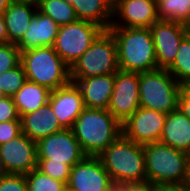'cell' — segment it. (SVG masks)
I'll use <instances>...</instances> for the list:
<instances>
[{"instance_id":"obj_26","label":"cell","mask_w":190,"mask_h":191,"mask_svg":"<svg viewBox=\"0 0 190 191\" xmlns=\"http://www.w3.org/2000/svg\"><path fill=\"white\" fill-rule=\"evenodd\" d=\"M167 71L182 85L190 84V34L180 42L177 56Z\"/></svg>"},{"instance_id":"obj_42","label":"cell","mask_w":190,"mask_h":191,"mask_svg":"<svg viewBox=\"0 0 190 191\" xmlns=\"http://www.w3.org/2000/svg\"><path fill=\"white\" fill-rule=\"evenodd\" d=\"M61 191H74V190L70 188L68 185H65Z\"/></svg>"},{"instance_id":"obj_4","label":"cell","mask_w":190,"mask_h":191,"mask_svg":"<svg viewBox=\"0 0 190 191\" xmlns=\"http://www.w3.org/2000/svg\"><path fill=\"white\" fill-rule=\"evenodd\" d=\"M147 184L181 185L189 154L161 142L143 145Z\"/></svg>"},{"instance_id":"obj_41","label":"cell","mask_w":190,"mask_h":191,"mask_svg":"<svg viewBox=\"0 0 190 191\" xmlns=\"http://www.w3.org/2000/svg\"><path fill=\"white\" fill-rule=\"evenodd\" d=\"M13 2L31 3L33 5H38L40 0H12Z\"/></svg>"},{"instance_id":"obj_37","label":"cell","mask_w":190,"mask_h":191,"mask_svg":"<svg viewBox=\"0 0 190 191\" xmlns=\"http://www.w3.org/2000/svg\"><path fill=\"white\" fill-rule=\"evenodd\" d=\"M9 43V37L6 30V23L3 15H0V44Z\"/></svg>"},{"instance_id":"obj_19","label":"cell","mask_w":190,"mask_h":191,"mask_svg":"<svg viewBox=\"0 0 190 191\" xmlns=\"http://www.w3.org/2000/svg\"><path fill=\"white\" fill-rule=\"evenodd\" d=\"M20 120L21 132L35 142L64 129L49 102L38 110L21 116Z\"/></svg>"},{"instance_id":"obj_38","label":"cell","mask_w":190,"mask_h":191,"mask_svg":"<svg viewBox=\"0 0 190 191\" xmlns=\"http://www.w3.org/2000/svg\"><path fill=\"white\" fill-rule=\"evenodd\" d=\"M183 185L190 188V154H189V157H188L187 163H186V174H185V178L183 181Z\"/></svg>"},{"instance_id":"obj_24","label":"cell","mask_w":190,"mask_h":191,"mask_svg":"<svg viewBox=\"0 0 190 191\" xmlns=\"http://www.w3.org/2000/svg\"><path fill=\"white\" fill-rule=\"evenodd\" d=\"M37 10L49 16L59 26L78 21L75 9L66 0H40Z\"/></svg>"},{"instance_id":"obj_5","label":"cell","mask_w":190,"mask_h":191,"mask_svg":"<svg viewBox=\"0 0 190 191\" xmlns=\"http://www.w3.org/2000/svg\"><path fill=\"white\" fill-rule=\"evenodd\" d=\"M28 81L50 89L68 85L70 67L61 59L53 47H40L21 52V62Z\"/></svg>"},{"instance_id":"obj_35","label":"cell","mask_w":190,"mask_h":191,"mask_svg":"<svg viewBox=\"0 0 190 191\" xmlns=\"http://www.w3.org/2000/svg\"><path fill=\"white\" fill-rule=\"evenodd\" d=\"M115 191H154V187L148 184L144 185H119Z\"/></svg>"},{"instance_id":"obj_13","label":"cell","mask_w":190,"mask_h":191,"mask_svg":"<svg viewBox=\"0 0 190 191\" xmlns=\"http://www.w3.org/2000/svg\"><path fill=\"white\" fill-rule=\"evenodd\" d=\"M167 114L139 107L123 124L122 133L137 144L160 141Z\"/></svg>"},{"instance_id":"obj_15","label":"cell","mask_w":190,"mask_h":191,"mask_svg":"<svg viewBox=\"0 0 190 191\" xmlns=\"http://www.w3.org/2000/svg\"><path fill=\"white\" fill-rule=\"evenodd\" d=\"M0 157L8 174L26 175L37 168L36 142L21 133L0 145Z\"/></svg>"},{"instance_id":"obj_34","label":"cell","mask_w":190,"mask_h":191,"mask_svg":"<svg viewBox=\"0 0 190 191\" xmlns=\"http://www.w3.org/2000/svg\"><path fill=\"white\" fill-rule=\"evenodd\" d=\"M178 108L190 120V84L181 85Z\"/></svg>"},{"instance_id":"obj_7","label":"cell","mask_w":190,"mask_h":191,"mask_svg":"<svg viewBox=\"0 0 190 191\" xmlns=\"http://www.w3.org/2000/svg\"><path fill=\"white\" fill-rule=\"evenodd\" d=\"M119 70L115 38L104 30L70 68V78L114 74Z\"/></svg>"},{"instance_id":"obj_11","label":"cell","mask_w":190,"mask_h":191,"mask_svg":"<svg viewBox=\"0 0 190 191\" xmlns=\"http://www.w3.org/2000/svg\"><path fill=\"white\" fill-rule=\"evenodd\" d=\"M67 185L74 191H115L116 187L98 156H85L76 163Z\"/></svg>"},{"instance_id":"obj_20","label":"cell","mask_w":190,"mask_h":191,"mask_svg":"<svg viewBox=\"0 0 190 191\" xmlns=\"http://www.w3.org/2000/svg\"><path fill=\"white\" fill-rule=\"evenodd\" d=\"M159 142L190 154V120L179 108L167 114Z\"/></svg>"},{"instance_id":"obj_39","label":"cell","mask_w":190,"mask_h":191,"mask_svg":"<svg viewBox=\"0 0 190 191\" xmlns=\"http://www.w3.org/2000/svg\"><path fill=\"white\" fill-rule=\"evenodd\" d=\"M12 0H0V15H3Z\"/></svg>"},{"instance_id":"obj_6","label":"cell","mask_w":190,"mask_h":191,"mask_svg":"<svg viewBox=\"0 0 190 191\" xmlns=\"http://www.w3.org/2000/svg\"><path fill=\"white\" fill-rule=\"evenodd\" d=\"M181 84L167 71L139 73V106L168 114L178 109Z\"/></svg>"},{"instance_id":"obj_33","label":"cell","mask_w":190,"mask_h":191,"mask_svg":"<svg viewBox=\"0 0 190 191\" xmlns=\"http://www.w3.org/2000/svg\"><path fill=\"white\" fill-rule=\"evenodd\" d=\"M11 120H20L19 113L13 98L6 96L0 100V122H7Z\"/></svg>"},{"instance_id":"obj_31","label":"cell","mask_w":190,"mask_h":191,"mask_svg":"<svg viewBox=\"0 0 190 191\" xmlns=\"http://www.w3.org/2000/svg\"><path fill=\"white\" fill-rule=\"evenodd\" d=\"M0 191H28L23 174H7L0 178Z\"/></svg>"},{"instance_id":"obj_40","label":"cell","mask_w":190,"mask_h":191,"mask_svg":"<svg viewBox=\"0 0 190 191\" xmlns=\"http://www.w3.org/2000/svg\"><path fill=\"white\" fill-rule=\"evenodd\" d=\"M7 174L8 173H7L6 169H5L4 163H3V161H2V159L0 157V178L7 175Z\"/></svg>"},{"instance_id":"obj_10","label":"cell","mask_w":190,"mask_h":191,"mask_svg":"<svg viewBox=\"0 0 190 191\" xmlns=\"http://www.w3.org/2000/svg\"><path fill=\"white\" fill-rule=\"evenodd\" d=\"M139 107V73L118 70L107 110L123 124Z\"/></svg>"},{"instance_id":"obj_43","label":"cell","mask_w":190,"mask_h":191,"mask_svg":"<svg viewBox=\"0 0 190 191\" xmlns=\"http://www.w3.org/2000/svg\"><path fill=\"white\" fill-rule=\"evenodd\" d=\"M5 97H6V95L2 91H0V100H2Z\"/></svg>"},{"instance_id":"obj_21","label":"cell","mask_w":190,"mask_h":191,"mask_svg":"<svg viewBox=\"0 0 190 191\" xmlns=\"http://www.w3.org/2000/svg\"><path fill=\"white\" fill-rule=\"evenodd\" d=\"M37 11L31 3L11 2L3 13L9 43L17 44L28 30L30 21Z\"/></svg>"},{"instance_id":"obj_9","label":"cell","mask_w":190,"mask_h":191,"mask_svg":"<svg viewBox=\"0 0 190 191\" xmlns=\"http://www.w3.org/2000/svg\"><path fill=\"white\" fill-rule=\"evenodd\" d=\"M37 159H51V162L65 163L71 168L86 155L71 129L44 137L36 142Z\"/></svg>"},{"instance_id":"obj_14","label":"cell","mask_w":190,"mask_h":191,"mask_svg":"<svg viewBox=\"0 0 190 191\" xmlns=\"http://www.w3.org/2000/svg\"><path fill=\"white\" fill-rule=\"evenodd\" d=\"M158 20L156 0H113L110 27L150 28Z\"/></svg>"},{"instance_id":"obj_27","label":"cell","mask_w":190,"mask_h":191,"mask_svg":"<svg viewBox=\"0 0 190 191\" xmlns=\"http://www.w3.org/2000/svg\"><path fill=\"white\" fill-rule=\"evenodd\" d=\"M28 191H61L66 185L64 182L33 169L25 175Z\"/></svg>"},{"instance_id":"obj_3","label":"cell","mask_w":190,"mask_h":191,"mask_svg":"<svg viewBox=\"0 0 190 191\" xmlns=\"http://www.w3.org/2000/svg\"><path fill=\"white\" fill-rule=\"evenodd\" d=\"M71 130L86 156H98L122 134V124L107 109L85 108Z\"/></svg>"},{"instance_id":"obj_17","label":"cell","mask_w":190,"mask_h":191,"mask_svg":"<svg viewBox=\"0 0 190 191\" xmlns=\"http://www.w3.org/2000/svg\"><path fill=\"white\" fill-rule=\"evenodd\" d=\"M82 93L86 108L107 109L115 83V73L87 78H70Z\"/></svg>"},{"instance_id":"obj_30","label":"cell","mask_w":190,"mask_h":191,"mask_svg":"<svg viewBox=\"0 0 190 191\" xmlns=\"http://www.w3.org/2000/svg\"><path fill=\"white\" fill-rule=\"evenodd\" d=\"M20 62L21 51L16 44H0V73L14 69Z\"/></svg>"},{"instance_id":"obj_36","label":"cell","mask_w":190,"mask_h":191,"mask_svg":"<svg viewBox=\"0 0 190 191\" xmlns=\"http://www.w3.org/2000/svg\"><path fill=\"white\" fill-rule=\"evenodd\" d=\"M154 191H190V188L181 184V185H163L154 187Z\"/></svg>"},{"instance_id":"obj_25","label":"cell","mask_w":190,"mask_h":191,"mask_svg":"<svg viewBox=\"0 0 190 191\" xmlns=\"http://www.w3.org/2000/svg\"><path fill=\"white\" fill-rule=\"evenodd\" d=\"M159 20L190 24V0H156Z\"/></svg>"},{"instance_id":"obj_8","label":"cell","mask_w":190,"mask_h":191,"mask_svg":"<svg viewBox=\"0 0 190 191\" xmlns=\"http://www.w3.org/2000/svg\"><path fill=\"white\" fill-rule=\"evenodd\" d=\"M104 30L100 25L87 20L60 26L53 48L71 68Z\"/></svg>"},{"instance_id":"obj_2","label":"cell","mask_w":190,"mask_h":191,"mask_svg":"<svg viewBox=\"0 0 190 191\" xmlns=\"http://www.w3.org/2000/svg\"><path fill=\"white\" fill-rule=\"evenodd\" d=\"M108 30L115 38L119 70L141 73L158 69L150 28L110 27Z\"/></svg>"},{"instance_id":"obj_18","label":"cell","mask_w":190,"mask_h":191,"mask_svg":"<svg viewBox=\"0 0 190 191\" xmlns=\"http://www.w3.org/2000/svg\"><path fill=\"white\" fill-rule=\"evenodd\" d=\"M59 27L49 16L37 10L28 30L16 45L21 52L40 47H53Z\"/></svg>"},{"instance_id":"obj_29","label":"cell","mask_w":190,"mask_h":191,"mask_svg":"<svg viewBox=\"0 0 190 191\" xmlns=\"http://www.w3.org/2000/svg\"><path fill=\"white\" fill-rule=\"evenodd\" d=\"M36 169L66 185L70 178L71 167L65 163L51 162V159H37Z\"/></svg>"},{"instance_id":"obj_12","label":"cell","mask_w":190,"mask_h":191,"mask_svg":"<svg viewBox=\"0 0 190 191\" xmlns=\"http://www.w3.org/2000/svg\"><path fill=\"white\" fill-rule=\"evenodd\" d=\"M150 30L158 69H168L177 56L180 42L189 33L188 26L179 22L158 20Z\"/></svg>"},{"instance_id":"obj_1","label":"cell","mask_w":190,"mask_h":191,"mask_svg":"<svg viewBox=\"0 0 190 191\" xmlns=\"http://www.w3.org/2000/svg\"><path fill=\"white\" fill-rule=\"evenodd\" d=\"M98 157L116 186L147 184L143 145L123 133Z\"/></svg>"},{"instance_id":"obj_32","label":"cell","mask_w":190,"mask_h":191,"mask_svg":"<svg viewBox=\"0 0 190 191\" xmlns=\"http://www.w3.org/2000/svg\"><path fill=\"white\" fill-rule=\"evenodd\" d=\"M21 133V120L0 122V145L16 138Z\"/></svg>"},{"instance_id":"obj_23","label":"cell","mask_w":190,"mask_h":191,"mask_svg":"<svg viewBox=\"0 0 190 191\" xmlns=\"http://www.w3.org/2000/svg\"><path fill=\"white\" fill-rule=\"evenodd\" d=\"M50 94L51 90L47 87L27 80L12 98L21 117L48 103Z\"/></svg>"},{"instance_id":"obj_16","label":"cell","mask_w":190,"mask_h":191,"mask_svg":"<svg viewBox=\"0 0 190 191\" xmlns=\"http://www.w3.org/2000/svg\"><path fill=\"white\" fill-rule=\"evenodd\" d=\"M49 103L64 129H71L77 117L86 108L82 93L73 82L51 91Z\"/></svg>"},{"instance_id":"obj_22","label":"cell","mask_w":190,"mask_h":191,"mask_svg":"<svg viewBox=\"0 0 190 191\" xmlns=\"http://www.w3.org/2000/svg\"><path fill=\"white\" fill-rule=\"evenodd\" d=\"M75 9L79 20L94 22L105 30L111 26L113 0H66Z\"/></svg>"},{"instance_id":"obj_28","label":"cell","mask_w":190,"mask_h":191,"mask_svg":"<svg viewBox=\"0 0 190 191\" xmlns=\"http://www.w3.org/2000/svg\"><path fill=\"white\" fill-rule=\"evenodd\" d=\"M27 81L23 65L20 63L14 69L0 73V91L12 97Z\"/></svg>"}]
</instances>
